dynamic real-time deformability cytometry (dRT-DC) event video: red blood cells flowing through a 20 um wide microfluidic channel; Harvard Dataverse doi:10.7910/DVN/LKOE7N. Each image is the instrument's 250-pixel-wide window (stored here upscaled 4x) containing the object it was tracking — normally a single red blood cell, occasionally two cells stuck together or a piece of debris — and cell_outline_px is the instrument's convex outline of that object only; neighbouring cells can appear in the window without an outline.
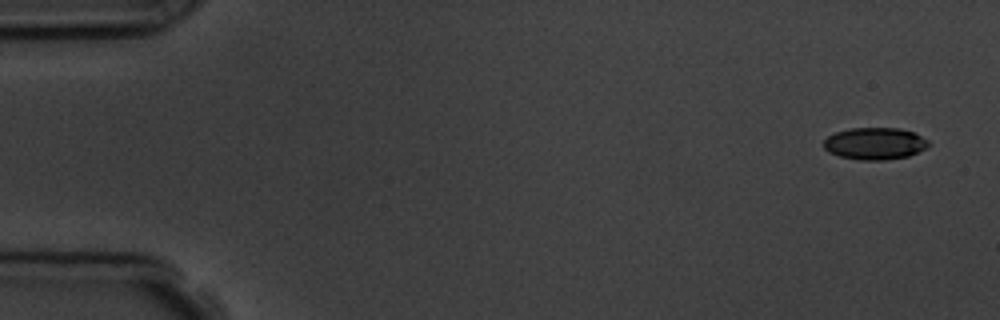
{"species": "common noctule bat (a hibernating species)", "species_latin": "Nyctalus noctula", "temperature_condition": "room temperature", "stored_images_in_passage": 3, "camera_frame_rate_fps": 3000, "um_per_image_px": 0.085, "animal": {"sex": "male", "body_mass_g": 19.5, "forearm_length_mm": 54.6}, "frame": {"image": 1, "passage_image": 1, "time_ms": 0.0, "image_size_px": [1000, 320], "cell_outline_px": [[928, 144], [924, 148], [908, 156], [884, 160], [860, 160], [840, 156], [828, 152], [824, 148], [824, 140], [828, 136], [836, 132], [852, 128], [900, 128], [912, 132], [928, 140]], "centroid_in_image_um": [74.32, 12.2], "position_along_channel_um": 10.7, "area_um2": 19.31}}